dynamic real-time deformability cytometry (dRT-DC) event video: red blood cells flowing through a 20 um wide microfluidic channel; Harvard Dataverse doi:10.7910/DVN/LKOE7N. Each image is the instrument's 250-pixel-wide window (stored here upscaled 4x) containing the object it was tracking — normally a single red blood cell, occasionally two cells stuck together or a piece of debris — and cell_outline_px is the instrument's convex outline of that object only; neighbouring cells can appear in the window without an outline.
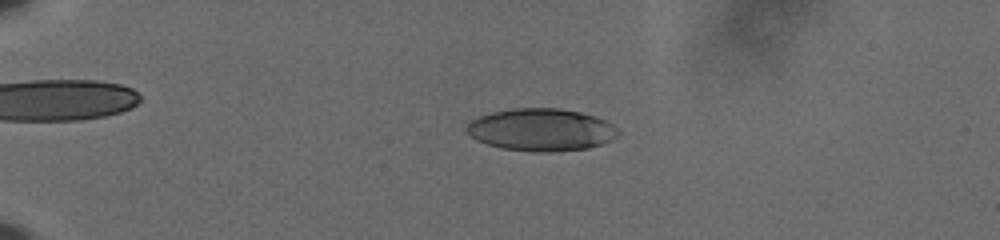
{"species": "human", "species_latin": "Homo sapiens", "temperature_condition": "cold", "stored_images_in_passage": 60, "camera_frame_rate_fps": 3000, "um_per_image_px": 0.085, "donor": {"sex": "male"}, "frame": {"image": 1, "passage_image": 16, "time_ms": 5.0, "image_size_px": [1000, 240], "cell_outline_px": [[620, 132], [616, 136], [600, 144], [588, 148], [552, 152], [536, 152], [504, 148], [488, 144], [476, 140], [464, 132], [464, 128], [472, 120], [480, 116], [492, 112], [512, 108], [560, 108], [580, 112], [596, 116], [612, 124]], "centroid_in_image_um": [45.97, 11.02], "position_along_channel_um": 39.0, "area_um2": 37.4}}
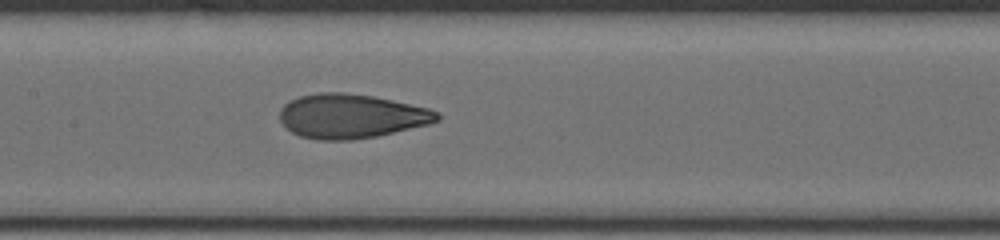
{"frame": {"image": 2, "passage_image": 33, "time_ms": 10.667, "image_size_px": [1000, 240], "cell_outline_px": [[440, 120], [428, 124], [376, 136], [352, 140], [320, 140], [300, 136], [292, 132], [280, 120], [280, 108], [288, 100], [300, 96], [320, 92], [344, 92], [372, 96], [392, 100], [428, 108], [440, 112]], "centroid_in_image_um": [29.84, 9.86], "position_along_channel_um": 177.6, "area_um2": 40.52}}
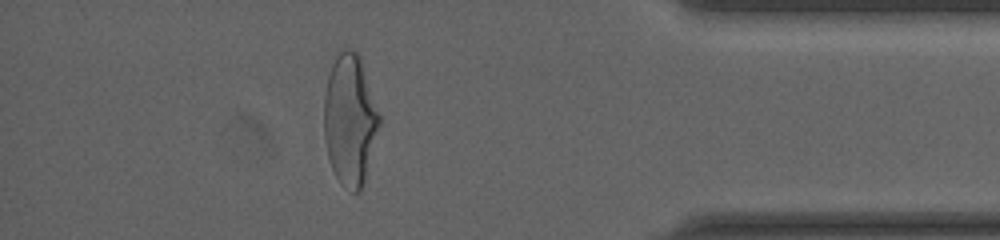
{"frame": {"image": 3, "passage_image": 54, "time_ms": 17.667, "image_size_px": [1000, 240], "cell_outline_px": [[380, 124], [364, 180], [360, 192], [352, 192], [340, 184], [332, 168], [328, 156], [324, 140], [324, 96], [328, 76], [332, 64], [340, 48], [352, 48], [360, 56], [380, 116]], "centroid_in_image_um": [29.73, 10.16], "position_along_channel_um": 405.5, "area_um2": 42.14}, "authors_computed_cell_mechanics": {"area_um2": 39.4485, "velocity_mm_per_s": 3.6424, "shape_relaxation_time_tau1_ms": 5.301, "shape_relaxation_time_tau2_ms": 1.0861, "deformation_change_tau1": 0.191, "deformation_change_tau2": 0.0777}}